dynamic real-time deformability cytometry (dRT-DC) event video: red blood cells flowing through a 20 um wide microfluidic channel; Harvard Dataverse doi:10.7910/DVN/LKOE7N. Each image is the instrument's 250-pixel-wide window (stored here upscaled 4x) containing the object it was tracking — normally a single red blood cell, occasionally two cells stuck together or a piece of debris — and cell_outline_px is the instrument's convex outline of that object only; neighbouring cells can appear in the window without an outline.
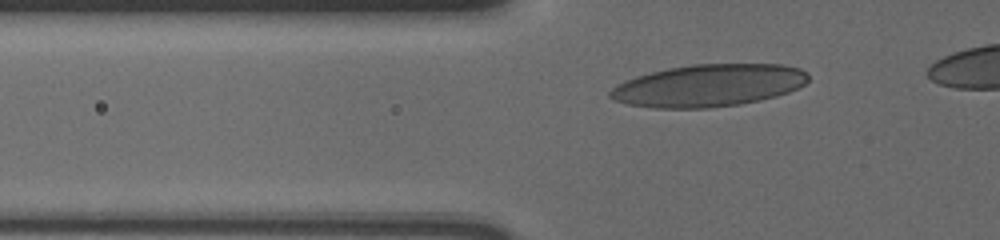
{"species": "human", "species_latin": "Homo sapiens", "temperature_condition": "cold", "stored_images_in_passage": 42, "camera_frame_rate_fps": 3000, "um_per_image_px": 0.085, "donor": {"sex": "male"}, "frame": {"image": 1, "passage_image": 12, "time_ms": 3.667, "image_size_px": [1000, 240], "cell_outline_px": [[808, 80], [804, 84], [788, 92], [776, 96], [760, 100], [740, 104], [708, 108], [656, 108], [628, 104], [616, 100], [608, 96], [608, 92], [616, 84], [636, 76], [668, 68], [692, 64], [784, 64], [800, 68], [808, 72]], "centroid_in_image_um": [60.24, 7.26], "position_along_channel_um": 65.6, "area_um2": 48.84}}
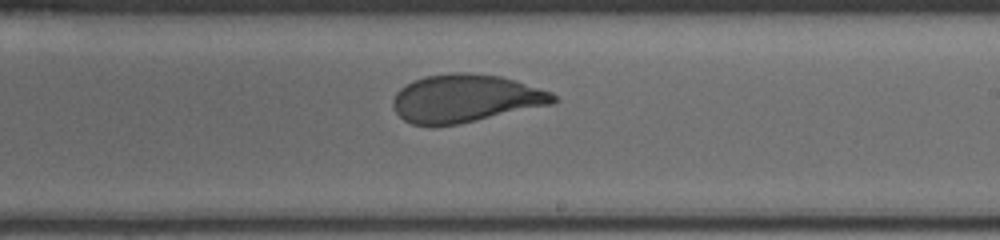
{"frame": {"image": 2, "passage_image": 28, "time_ms": 9.0, "image_size_px": [1000, 240], "cell_outline_px": [[556, 100], [552, 104], [476, 120], [456, 124], [412, 124], [404, 120], [396, 112], [392, 104], [392, 100], [396, 92], [400, 88], [412, 80], [424, 76], [448, 72], [468, 72], [500, 76], [516, 80], [552, 92], [556, 96]], "centroid_in_image_um": [39.55, 8.33], "position_along_channel_um": 249.5, "area_um2": 44.51}}
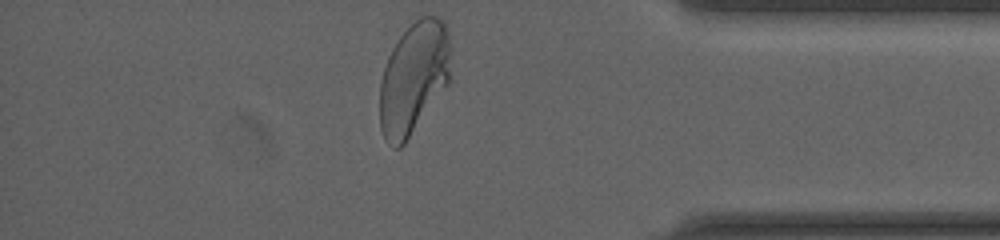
{"frame": {"image": 3, "passage_image": 42, "time_ms": 13.667, "image_size_px": [1000, 240], "cell_outline_px": [[452, 80], [404, 144], [400, 148], [392, 148], [384, 140], [380, 128], [380, 80], [388, 56], [392, 48], [400, 36], [420, 16], [436, 16], [444, 20], [448, 32]], "centroid_in_image_um": [35.18, 6.66], "position_along_channel_um": 400.0, "area_um2": 46.93}, "authors_computed_cell_mechanics": {"area_um2": 45.3152, "velocity_mm_per_s": 3.6079, "shape_relaxation_time_tau1_ms": 5.2411, "shape_relaxation_time_tau2_ms": null, "deformation_change_tau1": 0.1837, "deformation_change_tau2": null}}